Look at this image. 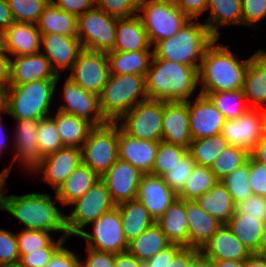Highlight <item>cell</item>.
Wrapping results in <instances>:
<instances>
[{
    "mask_svg": "<svg viewBox=\"0 0 266 267\" xmlns=\"http://www.w3.org/2000/svg\"><path fill=\"white\" fill-rule=\"evenodd\" d=\"M5 185L0 184V210L15 217L25 229L61 232L63 238H69L66 215L59 211L51 195L36 192L22 196L6 195Z\"/></svg>",
    "mask_w": 266,
    "mask_h": 267,
    "instance_id": "1",
    "label": "cell"
},
{
    "mask_svg": "<svg viewBox=\"0 0 266 267\" xmlns=\"http://www.w3.org/2000/svg\"><path fill=\"white\" fill-rule=\"evenodd\" d=\"M198 84L196 67L154 56L145 75V89L150 100L189 101Z\"/></svg>",
    "mask_w": 266,
    "mask_h": 267,
    "instance_id": "2",
    "label": "cell"
},
{
    "mask_svg": "<svg viewBox=\"0 0 266 267\" xmlns=\"http://www.w3.org/2000/svg\"><path fill=\"white\" fill-rule=\"evenodd\" d=\"M206 49L198 70L199 93L243 89L245 73L252 58L239 60L228 46L217 43Z\"/></svg>",
    "mask_w": 266,
    "mask_h": 267,
    "instance_id": "3",
    "label": "cell"
},
{
    "mask_svg": "<svg viewBox=\"0 0 266 267\" xmlns=\"http://www.w3.org/2000/svg\"><path fill=\"white\" fill-rule=\"evenodd\" d=\"M60 75L56 79H42L23 85H9L3 91L2 107L14 119H42L49 117L52 98Z\"/></svg>",
    "mask_w": 266,
    "mask_h": 267,
    "instance_id": "4",
    "label": "cell"
},
{
    "mask_svg": "<svg viewBox=\"0 0 266 267\" xmlns=\"http://www.w3.org/2000/svg\"><path fill=\"white\" fill-rule=\"evenodd\" d=\"M198 20L190 19L176 35L157 42L153 46V56L193 66L199 70L206 49L216 38L206 24H201Z\"/></svg>",
    "mask_w": 266,
    "mask_h": 267,
    "instance_id": "5",
    "label": "cell"
},
{
    "mask_svg": "<svg viewBox=\"0 0 266 267\" xmlns=\"http://www.w3.org/2000/svg\"><path fill=\"white\" fill-rule=\"evenodd\" d=\"M148 99L145 76L137 74H110L100 100V110L109 122H117L136 104Z\"/></svg>",
    "mask_w": 266,
    "mask_h": 267,
    "instance_id": "6",
    "label": "cell"
},
{
    "mask_svg": "<svg viewBox=\"0 0 266 267\" xmlns=\"http://www.w3.org/2000/svg\"><path fill=\"white\" fill-rule=\"evenodd\" d=\"M137 15L141 18L153 47L176 35L190 19L169 0H143Z\"/></svg>",
    "mask_w": 266,
    "mask_h": 267,
    "instance_id": "7",
    "label": "cell"
},
{
    "mask_svg": "<svg viewBox=\"0 0 266 267\" xmlns=\"http://www.w3.org/2000/svg\"><path fill=\"white\" fill-rule=\"evenodd\" d=\"M82 163L102 177L119 158L118 122L94 126L81 146Z\"/></svg>",
    "mask_w": 266,
    "mask_h": 267,
    "instance_id": "8",
    "label": "cell"
},
{
    "mask_svg": "<svg viewBox=\"0 0 266 267\" xmlns=\"http://www.w3.org/2000/svg\"><path fill=\"white\" fill-rule=\"evenodd\" d=\"M73 211L66 216L68 235L77 236L86 226L96 221L100 216L113 209V202L105 182L100 178L88 190V192L71 204Z\"/></svg>",
    "mask_w": 266,
    "mask_h": 267,
    "instance_id": "9",
    "label": "cell"
},
{
    "mask_svg": "<svg viewBox=\"0 0 266 267\" xmlns=\"http://www.w3.org/2000/svg\"><path fill=\"white\" fill-rule=\"evenodd\" d=\"M117 17L94 7L78 16V35L83 49L110 52L115 46Z\"/></svg>",
    "mask_w": 266,
    "mask_h": 267,
    "instance_id": "10",
    "label": "cell"
},
{
    "mask_svg": "<svg viewBox=\"0 0 266 267\" xmlns=\"http://www.w3.org/2000/svg\"><path fill=\"white\" fill-rule=\"evenodd\" d=\"M163 114L164 101L147 99L136 104L117 122L120 128L131 137L162 141Z\"/></svg>",
    "mask_w": 266,
    "mask_h": 267,
    "instance_id": "11",
    "label": "cell"
},
{
    "mask_svg": "<svg viewBox=\"0 0 266 267\" xmlns=\"http://www.w3.org/2000/svg\"><path fill=\"white\" fill-rule=\"evenodd\" d=\"M89 225H93V234L83 230L77 235L86 240L87 247L114 254L128 251L129 243L124 236L122 218L117 206Z\"/></svg>",
    "mask_w": 266,
    "mask_h": 267,
    "instance_id": "12",
    "label": "cell"
},
{
    "mask_svg": "<svg viewBox=\"0 0 266 267\" xmlns=\"http://www.w3.org/2000/svg\"><path fill=\"white\" fill-rule=\"evenodd\" d=\"M70 71L71 80L84 90L100 96L110 75L106 53L83 49Z\"/></svg>",
    "mask_w": 266,
    "mask_h": 267,
    "instance_id": "13",
    "label": "cell"
},
{
    "mask_svg": "<svg viewBox=\"0 0 266 267\" xmlns=\"http://www.w3.org/2000/svg\"><path fill=\"white\" fill-rule=\"evenodd\" d=\"M15 128V155L12 164L0 172V184H5L11 167L15 161L19 162L26 170L31 172L42 160L43 156L37 143L38 119H14Z\"/></svg>",
    "mask_w": 266,
    "mask_h": 267,
    "instance_id": "14",
    "label": "cell"
},
{
    "mask_svg": "<svg viewBox=\"0 0 266 267\" xmlns=\"http://www.w3.org/2000/svg\"><path fill=\"white\" fill-rule=\"evenodd\" d=\"M62 99L65 104L58 111L84 118L94 126L108 122L101 113L99 96L84 90L69 77L63 85Z\"/></svg>",
    "mask_w": 266,
    "mask_h": 267,
    "instance_id": "15",
    "label": "cell"
},
{
    "mask_svg": "<svg viewBox=\"0 0 266 267\" xmlns=\"http://www.w3.org/2000/svg\"><path fill=\"white\" fill-rule=\"evenodd\" d=\"M221 135L230 146L251 152L263 136V110L250 108L239 118L226 120Z\"/></svg>",
    "mask_w": 266,
    "mask_h": 267,
    "instance_id": "16",
    "label": "cell"
},
{
    "mask_svg": "<svg viewBox=\"0 0 266 267\" xmlns=\"http://www.w3.org/2000/svg\"><path fill=\"white\" fill-rule=\"evenodd\" d=\"M80 163H82L81 148L65 146L57 152L44 156L29 174L41 172L44 182L51 185L56 192Z\"/></svg>",
    "mask_w": 266,
    "mask_h": 267,
    "instance_id": "17",
    "label": "cell"
},
{
    "mask_svg": "<svg viewBox=\"0 0 266 267\" xmlns=\"http://www.w3.org/2000/svg\"><path fill=\"white\" fill-rule=\"evenodd\" d=\"M186 102L192 140L221 134L226 118L206 95L199 93L195 100Z\"/></svg>",
    "mask_w": 266,
    "mask_h": 267,
    "instance_id": "18",
    "label": "cell"
},
{
    "mask_svg": "<svg viewBox=\"0 0 266 267\" xmlns=\"http://www.w3.org/2000/svg\"><path fill=\"white\" fill-rule=\"evenodd\" d=\"M143 174L132 164L118 158L100 178L105 182L113 202L118 205L136 199Z\"/></svg>",
    "mask_w": 266,
    "mask_h": 267,
    "instance_id": "19",
    "label": "cell"
},
{
    "mask_svg": "<svg viewBox=\"0 0 266 267\" xmlns=\"http://www.w3.org/2000/svg\"><path fill=\"white\" fill-rule=\"evenodd\" d=\"M40 51L50 62L52 69L57 75L60 71L71 69L83 50L78 37H68L58 33L41 34Z\"/></svg>",
    "mask_w": 266,
    "mask_h": 267,
    "instance_id": "20",
    "label": "cell"
},
{
    "mask_svg": "<svg viewBox=\"0 0 266 267\" xmlns=\"http://www.w3.org/2000/svg\"><path fill=\"white\" fill-rule=\"evenodd\" d=\"M177 198L178 195L168 187L162 177L150 173L142 175L136 199L144 205L155 221Z\"/></svg>",
    "mask_w": 266,
    "mask_h": 267,
    "instance_id": "21",
    "label": "cell"
},
{
    "mask_svg": "<svg viewBox=\"0 0 266 267\" xmlns=\"http://www.w3.org/2000/svg\"><path fill=\"white\" fill-rule=\"evenodd\" d=\"M162 141L189 149L192 137L189 128L188 103L164 102Z\"/></svg>",
    "mask_w": 266,
    "mask_h": 267,
    "instance_id": "22",
    "label": "cell"
},
{
    "mask_svg": "<svg viewBox=\"0 0 266 267\" xmlns=\"http://www.w3.org/2000/svg\"><path fill=\"white\" fill-rule=\"evenodd\" d=\"M204 260L244 261L252 252L234 235L227 224H223L201 248Z\"/></svg>",
    "mask_w": 266,
    "mask_h": 267,
    "instance_id": "23",
    "label": "cell"
},
{
    "mask_svg": "<svg viewBox=\"0 0 266 267\" xmlns=\"http://www.w3.org/2000/svg\"><path fill=\"white\" fill-rule=\"evenodd\" d=\"M159 141L141 140L126 134L118 124V155L144 174L151 173Z\"/></svg>",
    "mask_w": 266,
    "mask_h": 267,
    "instance_id": "24",
    "label": "cell"
},
{
    "mask_svg": "<svg viewBox=\"0 0 266 267\" xmlns=\"http://www.w3.org/2000/svg\"><path fill=\"white\" fill-rule=\"evenodd\" d=\"M9 85H23L42 79H56L49 60L38 52L32 55L13 56L10 58Z\"/></svg>",
    "mask_w": 266,
    "mask_h": 267,
    "instance_id": "25",
    "label": "cell"
},
{
    "mask_svg": "<svg viewBox=\"0 0 266 267\" xmlns=\"http://www.w3.org/2000/svg\"><path fill=\"white\" fill-rule=\"evenodd\" d=\"M244 96L253 109H266V51L258 50L252 55L245 73Z\"/></svg>",
    "mask_w": 266,
    "mask_h": 267,
    "instance_id": "26",
    "label": "cell"
},
{
    "mask_svg": "<svg viewBox=\"0 0 266 267\" xmlns=\"http://www.w3.org/2000/svg\"><path fill=\"white\" fill-rule=\"evenodd\" d=\"M186 218L188 222V247L201 248L223 225L202 209L195 200H186Z\"/></svg>",
    "mask_w": 266,
    "mask_h": 267,
    "instance_id": "27",
    "label": "cell"
},
{
    "mask_svg": "<svg viewBox=\"0 0 266 267\" xmlns=\"http://www.w3.org/2000/svg\"><path fill=\"white\" fill-rule=\"evenodd\" d=\"M5 51L12 57L40 52L41 32L36 24L14 21L5 29Z\"/></svg>",
    "mask_w": 266,
    "mask_h": 267,
    "instance_id": "28",
    "label": "cell"
},
{
    "mask_svg": "<svg viewBox=\"0 0 266 267\" xmlns=\"http://www.w3.org/2000/svg\"><path fill=\"white\" fill-rule=\"evenodd\" d=\"M112 51H153L147 31L138 15L117 19L115 46Z\"/></svg>",
    "mask_w": 266,
    "mask_h": 267,
    "instance_id": "29",
    "label": "cell"
},
{
    "mask_svg": "<svg viewBox=\"0 0 266 267\" xmlns=\"http://www.w3.org/2000/svg\"><path fill=\"white\" fill-rule=\"evenodd\" d=\"M98 179L100 176L95 171L80 163L56 190L54 197L57 203L69 206L74 200L83 197Z\"/></svg>",
    "mask_w": 266,
    "mask_h": 267,
    "instance_id": "30",
    "label": "cell"
},
{
    "mask_svg": "<svg viewBox=\"0 0 266 267\" xmlns=\"http://www.w3.org/2000/svg\"><path fill=\"white\" fill-rule=\"evenodd\" d=\"M156 224L172 243L188 247L186 200L181 198L175 199L156 221Z\"/></svg>",
    "mask_w": 266,
    "mask_h": 267,
    "instance_id": "31",
    "label": "cell"
},
{
    "mask_svg": "<svg viewBox=\"0 0 266 267\" xmlns=\"http://www.w3.org/2000/svg\"><path fill=\"white\" fill-rule=\"evenodd\" d=\"M209 17L205 24L210 33L219 39V28L225 25H243L242 0H209Z\"/></svg>",
    "mask_w": 266,
    "mask_h": 267,
    "instance_id": "32",
    "label": "cell"
},
{
    "mask_svg": "<svg viewBox=\"0 0 266 267\" xmlns=\"http://www.w3.org/2000/svg\"><path fill=\"white\" fill-rule=\"evenodd\" d=\"M226 224L252 253L261 252L266 242V222L245 214L233 215Z\"/></svg>",
    "mask_w": 266,
    "mask_h": 267,
    "instance_id": "33",
    "label": "cell"
},
{
    "mask_svg": "<svg viewBox=\"0 0 266 267\" xmlns=\"http://www.w3.org/2000/svg\"><path fill=\"white\" fill-rule=\"evenodd\" d=\"M122 218V227L127 242L137 238L156 221L137 199L125 201L116 205Z\"/></svg>",
    "mask_w": 266,
    "mask_h": 267,
    "instance_id": "34",
    "label": "cell"
},
{
    "mask_svg": "<svg viewBox=\"0 0 266 267\" xmlns=\"http://www.w3.org/2000/svg\"><path fill=\"white\" fill-rule=\"evenodd\" d=\"M77 22L76 15L58 8L50 1L40 15L36 26L41 34L58 33L68 37H77Z\"/></svg>",
    "mask_w": 266,
    "mask_h": 267,
    "instance_id": "35",
    "label": "cell"
},
{
    "mask_svg": "<svg viewBox=\"0 0 266 267\" xmlns=\"http://www.w3.org/2000/svg\"><path fill=\"white\" fill-rule=\"evenodd\" d=\"M110 74H137L145 76L153 51H110L106 53Z\"/></svg>",
    "mask_w": 266,
    "mask_h": 267,
    "instance_id": "36",
    "label": "cell"
},
{
    "mask_svg": "<svg viewBox=\"0 0 266 267\" xmlns=\"http://www.w3.org/2000/svg\"><path fill=\"white\" fill-rule=\"evenodd\" d=\"M212 217L226 224L235 213L236 205L221 181L195 200Z\"/></svg>",
    "mask_w": 266,
    "mask_h": 267,
    "instance_id": "37",
    "label": "cell"
},
{
    "mask_svg": "<svg viewBox=\"0 0 266 267\" xmlns=\"http://www.w3.org/2000/svg\"><path fill=\"white\" fill-rule=\"evenodd\" d=\"M51 117L56 121L57 130L64 146L81 148L94 127L84 118L58 110Z\"/></svg>",
    "mask_w": 266,
    "mask_h": 267,
    "instance_id": "38",
    "label": "cell"
},
{
    "mask_svg": "<svg viewBox=\"0 0 266 267\" xmlns=\"http://www.w3.org/2000/svg\"><path fill=\"white\" fill-rule=\"evenodd\" d=\"M171 244L166 234L155 223L129 242L128 251L137 259L146 261Z\"/></svg>",
    "mask_w": 266,
    "mask_h": 267,
    "instance_id": "39",
    "label": "cell"
},
{
    "mask_svg": "<svg viewBox=\"0 0 266 267\" xmlns=\"http://www.w3.org/2000/svg\"><path fill=\"white\" fill-rule=\"evenodd\" d=\"M200 257L199 249L172 243L144 261V267H191Z\"/></svg>",
    "mask_w": 266,
    "mask_h": 267,
    "instance_id": "40",
    "label": "cell"
},
{
    "mask_svg": "<svg viewBox=\"0 0 266 267\" xmlns=\"http://www.w3.org/2000/svg\"><path fill=\"white\" fill-rule=\"evenodd\" d=\"M200 94L206 95L226 120L237 119L250 109L243 89Z\"/></svg>",
    "mask_w": 266,
    "mask_h": 267,
    "instance_id": "41",
    "label": "cell"
},
{
    "mask_svg": "<svg viewBox=\"0 0 266 267\" xmlns=\"http://www.w3.org/2000/svg\"><path fill=\"white\" fill-rule=\"evenodd\" d=\"M229 146L228 141L221 134H218L192 140L188 153L196 165L211 167L217 155Z\"/></svg>",
    "mask_w": 266,
    "mask_h": 267,
    "instance_id": "42",
    "label": "cell"
},
{
    "mask_svg": "<svg viewBox=\"0 0 266 267\" xmlns=\"http://www.w3.org/2000/svg\"><path fill=\"white\" fill-rule=\"evenodd\" d=\"M217 181L209 166L196 165L182 191L178 194V198L196 200L209 191Z\"/></svg>",
    "mask_w": 266,
    "mask_h": 267,
    "instance_id": "43",
    "label": "cell"
},
{
    "mask_svg": "<svg viewBox=\"0 0 266 267\" xmlns=\"http://www.w3.org/2000/svg\"><path fill=\"white\" fill-rule=\"evenodd\" d=\"M249 156L250 152L248 150L237 146H229L217 155L210 168L216 179L221 181L236 168L245 164Z\"/></svg>",
    "mask_w": 266,
    "mask_h": 267,
    "instance_id": "44",
    "label": "cell"
},
{
    "mask_svg": "<svg viewBox=\"0 0 266 267\" xmlns=\"http://www.w3.org/2000/svg\"><path fill=\"white\" fill-rule=\"evenodd\" d=\"M249 158L242 166L228 174L221 182L230 193L235 205L249 198L253 193L249 183Z\"/></svg>",
    "mask_w": 266,
    "mask_h": 267,
    "instance_id": "45",
    "label": "cell"
},
{
    "mask_svg": "<svg viewBox=\"0 0 266 267\" xmlns=\"http://www.w3.org/2000/svg\"><path fill=\"white\" fill-rule=\"evenodd\" d=\"M187 153V148L159 141V147L150 174L163 177L169 172V169L176 165Z\"/></svg>",
    "mask_w": 266,
    "mask_h": 267,
    "instance_id": "46",
    "label": "cell"
},
{
    "mask_svg": "<svg viewBox=\"0 0 266 267\" xmlns=\"http://www.w3.org/2000/svg\"><path fill=\"white\" fill-rule=\"evenodd\" d=\"M37 143L43 157L65 147L57 130L56 121L51 116L39 119Z\"/></svg>",
    "mask_w": 266,
    "mask_h": 267,
    "instance_id": "47",
    "label": "cell"
},
{
    "mask_svg": "<svg viewBox=\"0 0 266 267\" xmlns=\"http://www.w3.org/2000/svg\"><path fill=\"white\" fill-rule=\"evenodd\" d=\"M49 2L50 0H7L15 21L34 24Z\"/></svg>",
    "mask_w": 266,
    "mask_h": 267,
    "instance_id": "48",
    "label": "cell"
},
{
    "mask_svg": "<svg viewBox=\"0 0 266 267\" xmlns=\"http://www.w3.org/2000/svg\"><path fill=\"white\" fill-rule=\"evenodd\" d=\"M50 233L44 230L25 229L16 234L20 258L29 252L47 248L54 240Z\"/></svg>",
    "mask_w": 266,
    "mask_h": 267,
    "instance_id": "49",
    "label": "cell"
},
{
    "mask_svg": "<svg viewBox=\"0 0 266 267\" xmlns=\"http://www.w3.org/2000/svg\"><path fill=\"white\" fill-rule=\"evenodd\" d=\"M195 166L196 162L192 159L191 155L187 153L176 165L169 169V172L162 178L165 180L168 187L178 195L185 186Z\"/></svg>",
    "mask_w": 266,
    "mask_h": 267,
    "instance_id": "50",
    "label": "cell"
},
{
    "mask_svg": "<svg viewBox=\"0 0 266 267\" xmlns=\"http://www.w3.org/2000/svg\"><path fill=\"white\" fill-rule=\"evenodd\" d=\"M143 0H96V7L117 18L137 15Z\"/></svg>",
    "mask_w": 266,
    "mask_h": 267,
    "instance_id": "51",
    "label": "cell"
},
{
    "mask_svg": "<svg viewBox=\"0 0 266 267\" xmlns=\"http://www.w3.org/2000/svg\"><path fill=\"white\" fill-rule=\"evenodd\" d=\"M66 242V239L60 237L58 241H53L47 248L39 251L29 252L20 258L19 264L22 267H45L51 260L55 252Z\"/></svg>",
    "mask_w": 266,
    "mask_h": 267,
    "instance_id": "52",
    "label": "cell"
},
{
    "mask_svg": "<svg viewBox=\"0 0 266 267\" xmlns=\"http://www.w3.org/2000/svg\"><path fill=\"white\" fill-rule=\"evenodd\" d=\"M19 261L16 234L0 228V266L18 264Z\"/></svg>",
    "mask_w": 266,
    "mask_h": 267,
    "instance_id": "53",
    "label": "cell"
},
{
    "mask_svg": "<svg viewBox=\"0 0 266 267\" xmlns=\"http://www.w3.org/2000/svg\"><path fill=\"white\" fill-rule=\"evenodd\" d=\"M257 217L260 222H266V197L252 194L249 198L236 205L234 215Z\"/></svg>",
    "mask_w": 266,
    "mask_h": 267,
    "instance_id": "54",
    "label": "cell"
},
{
    "mask_svg": "<svg viewBox=\"0 0 266 267\" xmlns=\"http://www.w3.org/2000/svg\"><path fill=\"white\" fill-rule=\"evenodd\" d=\"M243 25L258 28L257 22L266 17V0H242Z\"/></svg>",
    "mask_w": 266,
    "mask_h": 267,
    "instance_id": "55",
    "label": "cell"
},
{
    "mask_svg": "<svg viewBox=\"0 0 266 267\" xmlns=\"http://www.w3.org/2000/svg\"><path fill=\"white\" fill-rule=\"evenodd\" d=\"M249 183L252 193L266 197V165L249 156Z\"/></svg>",
    "mask_w": 266,
    "mask_h": 267,
    "instance_id": "56",
    "label": "cell"
},
{
    "mask_svg": "<svg viewBox=\"0 0 266 267\" xmlns=\"http://www.w3.org/2000/svg\"><path fill=\"white\" fill-rule=\"evenodd\" d=\"M87 259L80 262L81 267H114L115 254L111 252L98 251L87 247Z\"/></svg>",
    "mask_w": 266,
    "mask_h": 267,
    "instance_id": "57",
    "label": "cell"
},
{
    "mask_svg": "<svg viewBox=\"0 0 266 267\" xmlns=\"http://www.w3.org/2000/svg\"><path fill=\"white\" fill-rule=\"evenodd\" d=\"M58 8L77 17L96 7V0H50Z\"/></svg>",
    "mask_w": 266,
    "mask_h": 267,
    "instance_id": "58",
    "label": "cell"
},
{
    "mask_svg": "<svg viewBox=\"0 0 266 267\" xmlns=\"http://www.w3.org/2000/svg\"><path fill=\"white\" fill-rule=\"evenodd\" d=\"M75 252L64 248L63 245L55 252L45 267H79L80 257Z\"/></svg>",
    "mask_w": 266,
    "mask_h": 267,
    "instance_id": "59",
    "label": "cell"
},
{
    "mask_svg": "<svg viewBox=\"0 0 266 267\" xmlns=\"http://www.w3.org/2000/svg\"><path fill=\"white\" fill-rule=\"evenodd\" d=\"M176 6L189 18L198 19L208 7L209 0H175Z\"/></svg>",
    "mask_w": 266,
    "mask_h": 267,
    "instance_id": "60",
    "label": "cell"
},
{
    "mask_svg": "<svg viewBox=\"0 0 266 267\" xmlns=\"http://www.w3.org/2000/svg\"><path fill=\"white\" fill-rule=\"evenodd\" d=\"M0 51V90L4 91L10 83V55Z\"/></svg>",
    "mask_w": 266,
    "mask_h": 267,
    "instance_id": "61",
    "label": "cell"
},
{
    "mask_svg": "<svg viewBox=\"0 0 266 267\" xmlns=\"http://www.w3.org/2000/svg\"><path fill=\"white\" fill-rule=\"evenodd\" d=\"M114 267H144V261L137 259L129 251L115 254Z\"/></svg>",
    "mask_w": 266,
    "mask_h": 267,
    "instance_id": "62",
    "label": "cell"
},
{
    "mask_svg": "<svg viewBox=\"0 0 266 267\" xmlns=\"http://www.w3.org/2000/svg\"><path fill=\"white\" fill-rule=\"evenodd\" d=\"M14 18L7 0H0V27L3 29L8 28L13 22Z\"/></svg>",
    "mask_w": 266,
    "mask_h": 267,
    "instance_id": "63",
    "label": "cell"
},
{
    "mask_svg": "<svg viewBox=\"0 0 266 267\" xmlns=\"http://www.w3.org/2000/svg\"><path fill=\"white\" fill-rule=\"evenodd\" d=\"M250 155L258 162L266 165V136H262Z\"/></svg>",
    "mask_w": 266,
    "mask_h": 267,
    "instance_id": "64",
    "label": "cell"
},
{
    "mask_svg": "<svg viewBox=\"0 0 266 267\" xmlns=\"http://www.w3.org/2000/svg\"><path fill=\"white\" fill-rule=\"evenodd\" d=\"M245 267H266V260L260 253H252L244 260Z\"/></svg>",
    "mask_w": 266,
    "mask_h": 267,
    "instance_id": "65",
    "label": "cell"
},
{
    "mask_svg": "<svg viewBox=\"0 0 266 267\" xmlns=\"http://www.w3.org/2000/svg\"><path fill=\"white\" fill-rule=\"evenodd\" d=\"M210 267H245L244 261L206 260Z\"/></svg>",
    "mask_w": 266,
    "mask_h": 267,
    "instance_id": "66",
    "label": "cell"
},
{
    "mask_svg": "<svg viewBox=\"0 0 266 267\" xmlns=\"http://www.w3.org/2000/svg\"><path fill=\"white\" fill-rule=\"evenodd\" d=\"M2 111H4V112H2ZM2 113H5V109L3 107L0 108V144H2V150H4L3 148H6L7 145H8L7 141H8L9 138L4 133L5 129L2 126L3 125L2 124V116H1Z\"/></svg>",
    "mask_w": 266,
    "mask_h": 267,
    "instance_id": "67",
    "label": "cell"
},
{
    "mask_svg": "<svg viewBox=\"0 0 266 267\" xmlns=\"http://www.w3.org/2000/svg\"><path fill=\"white\" fill-rule=\"evenodd\" d=\"M0 51H5V29L0 27Z\"/></svg>",
    "mask_w": 266,
    "mask_h": 267,
    "instance_id": "68",
    "label": "cell"
},
{
    "mask_svg": "<svg viewBox=\"0 0 266 267\" xmlns=\"http://www.w3.org/2000/svg\"><path fill=\"white\" fill-rule=\"evenodd\" d=\"M191 267H210L209 263L200 257Z\"/></svg>",
    "mask_w": 266,
    "mask_h": 267,
    "instance_id": "69",
    "label": "cell"
},
{
    "mask_svg": "<svg viewBox=\"0 0 266 267\" xmlns=\"http://www.w3.org/2000/svg\"><path fill=\"white\" fill-rule=\"evenodd\" d=\"M263 135L266 136V109H263Z\"/></svg>",
    "mask_w": 266,
    "mask_h": 267,
    "instance_id": "70",
    "label": "cell"
},
{
    "mask_svg": "<svg viewBox=\"0 0 266 267\" xmlns=\"http://www.w3.org/2000/svg\"><path fill=\"white\" fill-rule=\"evenodd\" d=\"M260 254H261V255L265 258V260H266V242H265V244L263 245V248H262Z\"/></svg>",
    "mask_w": 266,
    "mask_h": 267,
    "instance_id": "71",
    "label": "cell"
},
{
    "mask_svg": "<svg viewBox=\"0 0 266 267\" xmlns=\"http://www.w3.org/2000/svg\"><path fill=\"white\" fill-rule=\"evenodd\" d=\"M0 267H22V266L18 263V264H11V265H3Z\"/></svg>",
    "mask_w": 266,
    "mask_h": 267,
    "instance_id": "72",
    "label": "cell"
},
{
    "mask_svg": "<svg viewBox=\"0 0 266 267\" xmlns=\"http://www.w3.org/2000/svg\"><path fill=\"white\" fill-rule=\"evenodd\" d=\"M2 101H3V91L0 90V108H2Z\"/></svg>",
    "mask_w": 266,
    "mask_h": 267,
    "instance_id": "73",
    "label": "cell"
},
{
    "mask_svg": "<svg viewBox=\"0 0 266 267\" xmlns=\"http://www.w3.org/2000/svg\"><path fill=\"white\" fill-rule=\"evenodd\" d=\"M2 152H3V150H2V144H0V156L2 155Z\"/></svg>",
    "mask_w": 266,
    "mask_h": 267,
    "instance_id": "74",
    "label": "cell"
}]
</instances>
